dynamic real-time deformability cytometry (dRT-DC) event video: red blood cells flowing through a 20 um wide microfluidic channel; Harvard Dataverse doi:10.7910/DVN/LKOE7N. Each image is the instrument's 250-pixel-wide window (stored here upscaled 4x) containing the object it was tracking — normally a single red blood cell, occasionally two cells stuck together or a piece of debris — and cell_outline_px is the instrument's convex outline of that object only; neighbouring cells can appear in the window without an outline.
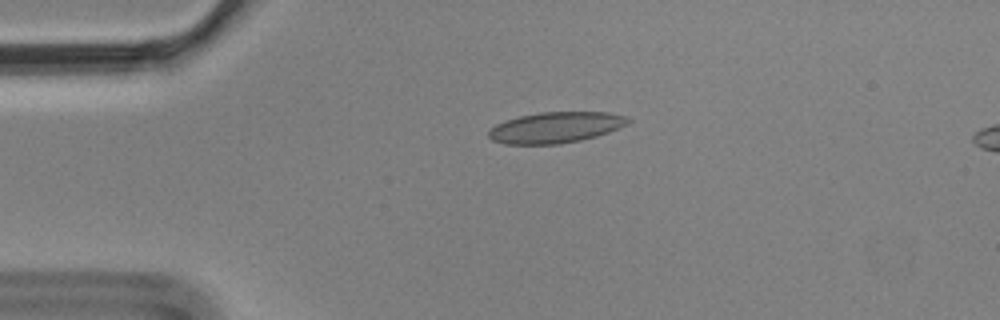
{"species": "Egyptian fruit bat (a non-hibernating species)", "species_latin": "Rousettus aegyptiacus", "temperature_condition": "cold", "stored_images_in_passage": 4, "segment_of_instrument_passage": [1, 2], "camera_frame_rate_fps": 3000, "um_per_image_px": 0.085, "animal": {"sex": "male"}, "frame": {"image": 1, "passage_image": 2, "time_ms": 0.333, "image_size_px": [1000, 320], "cell_outline_px": [[632, 120], [628, 124], [608, 132], [596, 136], [580, 140], [560, 144], [504, 144], [492, 140], [488, 136], [488, 132], [496, 124], [520, 116], [540, 112], [608, 112], [628, 116]], "centroid_in_image_um": [47.26, 10.83], "position_along_channel_um": 37.7, "area_um2": 25.09}}